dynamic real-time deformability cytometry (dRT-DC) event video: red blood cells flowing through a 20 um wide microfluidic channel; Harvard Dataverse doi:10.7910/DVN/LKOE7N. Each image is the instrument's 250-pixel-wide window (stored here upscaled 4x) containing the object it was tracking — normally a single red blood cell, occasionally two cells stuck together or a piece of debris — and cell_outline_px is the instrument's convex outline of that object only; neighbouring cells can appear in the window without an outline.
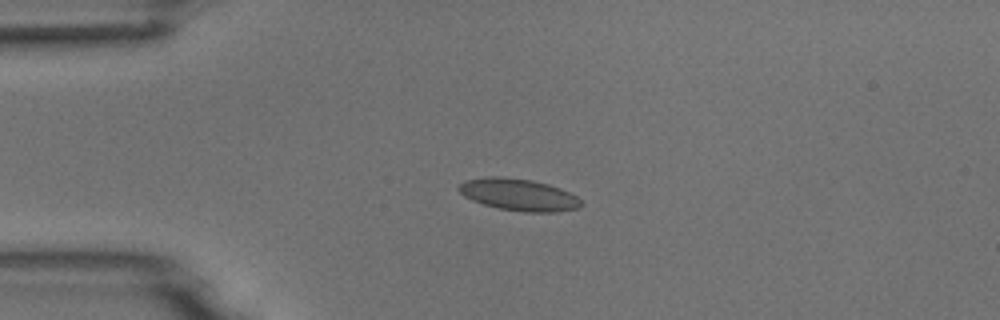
{"species": "common noctule bat (a hibernating species)", "species_latin": "Nyctalus noctula", "temperature_condition": "room temperature", "stored_images_in_passage": 5, "camera_frame_rate_fps": 3000, "um_per_image_px": 0.085, "animal": {"sex": "male", "body_mass_g": 18.8}, "frame": {"image": 1, "passage_image": 1, "time_ms": 0.0, "image_size_px": [1000, 320], "cell_outline_px": [[584, 204], [580, 208], [556, 212], [524, 212], [496, 208], [472, 200], [464, 196], [456, 188], [464, 180], [488, 176], [500, 176], [532, 180], [548, 184], [560, 188], [576, 196]], "centroid_in_image_um": [44.08, 16.55], "position_along_channel_um": 40.9, "area_um2": 22.95}}